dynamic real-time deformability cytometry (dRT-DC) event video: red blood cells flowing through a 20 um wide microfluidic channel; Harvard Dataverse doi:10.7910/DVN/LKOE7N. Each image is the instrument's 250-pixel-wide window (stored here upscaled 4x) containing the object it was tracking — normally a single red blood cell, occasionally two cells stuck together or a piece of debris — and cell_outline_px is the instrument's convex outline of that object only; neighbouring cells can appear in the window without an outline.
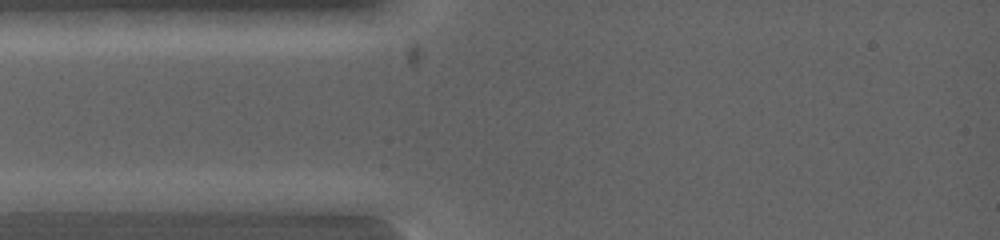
{"species": "common noctule bat (a hibernating species)", "species_latin": "Nyctalus noctula", "temperature_condition": "warm", "stored_images_in_passage": 4, "camera_frame_rate_fps": 5000, "um_per_image_px": 0.085, "animal": {"sex": "female", "body_mass_g": 19.0, "forearm_length_mm": 53.3}, "frame": {"image": 1, "passage_image": 2, "time_ms": 0.6, "image_size_px": [1000, 240], "cell_outline_px": [[124, 200], [88, 212], [20, 212], [12, 200], [36, 192], [124, 192]], "centroid_in_image_um": [5.67, 17.13], "position_along_channel_um": 79.3, "area_um2": 13.58}}